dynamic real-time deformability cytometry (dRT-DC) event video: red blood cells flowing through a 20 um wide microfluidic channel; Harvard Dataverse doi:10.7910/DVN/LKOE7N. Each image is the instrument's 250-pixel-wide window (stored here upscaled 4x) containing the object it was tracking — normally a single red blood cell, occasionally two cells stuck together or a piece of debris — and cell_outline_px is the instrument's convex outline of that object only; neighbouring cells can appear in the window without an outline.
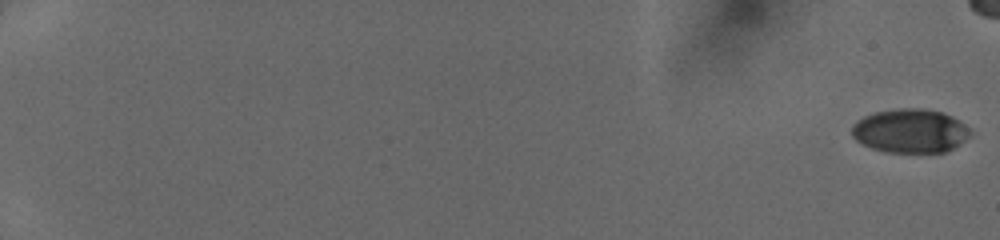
{"species": "human", "species_latin": "Homo sapiens", "temperature_condition": "cold", "stored_images_in_passage": 51, "camera_frame_rate_fps": 3000, "um_per_image_px": 0.085, "donor": {"sex": "female"}, "frame": {"image": 1, "passage_image": 1, "time_ms": 0.0, "image_size_px": [1000, 240], "cell_outline_px": [[972, 132], [964, 140], [952, 148], [944, 152], [884, 152], [872, 148], [856, 140], [852, 136], [852, 124], [856, 120], [864, 116], [876, 112], [900, 108], [920, 108], [940, 112], [952, 116], [964, 124]], "centroid_in_image_um": [77.33, 11.12], "position_along_channel_um": 7.7, "area_um2": 30.06}}
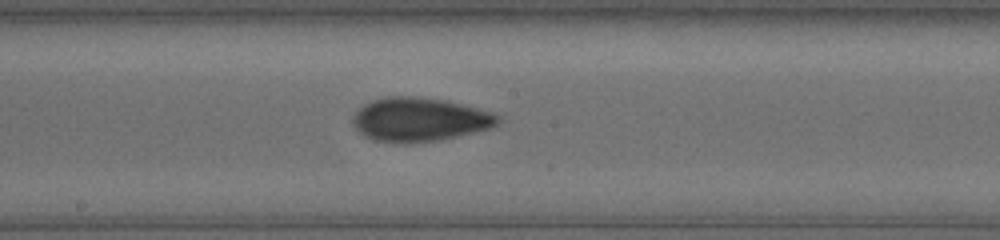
{"frame": {"image": 2, "passage_image": 32, "time_ms": 10.333, "image_size_px": [1000, 240], "cell_outline_px": [[500, 120], [492, 128], [440, 140], [408, 144], [404, 144], [376, 140], [364, 136], [352, 124], [352, 116], [364, 104], [372, 100], [384, 96], [416, 96], [448, 100], [492, 112], [500, 116]], "centroid_in_image_um": [35.66, 10.15], "position_along_channel_um": 212.5, "area_um2": 37.4}}
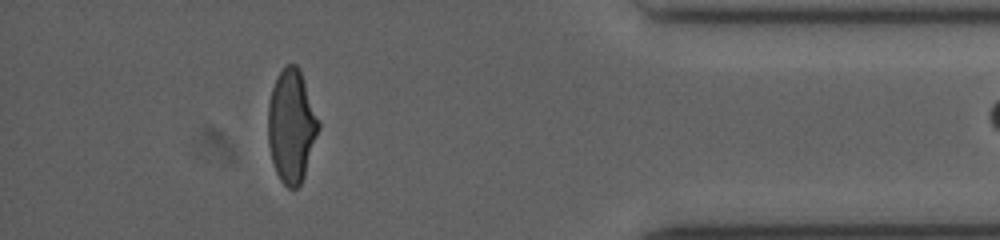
{"frame": {"image": 3, "passage_image": 50, "time_ms": 15.667, "image_size_px": [1000, 240], "cell_outline_px": [[320, 128], [304, 176], [300, 184], [296, 188], [288, 188], [280, 180], [276, 172], [272, 160], [268, 144], [268, 104], [272, 88], [276, 76], [284, 64], [296, 64], [300, 68], [320, 124]], "centroid_in_image_um": [24.77, 10.68], "position_along_channel_um": 410.4, "area_um2": 33.41}}